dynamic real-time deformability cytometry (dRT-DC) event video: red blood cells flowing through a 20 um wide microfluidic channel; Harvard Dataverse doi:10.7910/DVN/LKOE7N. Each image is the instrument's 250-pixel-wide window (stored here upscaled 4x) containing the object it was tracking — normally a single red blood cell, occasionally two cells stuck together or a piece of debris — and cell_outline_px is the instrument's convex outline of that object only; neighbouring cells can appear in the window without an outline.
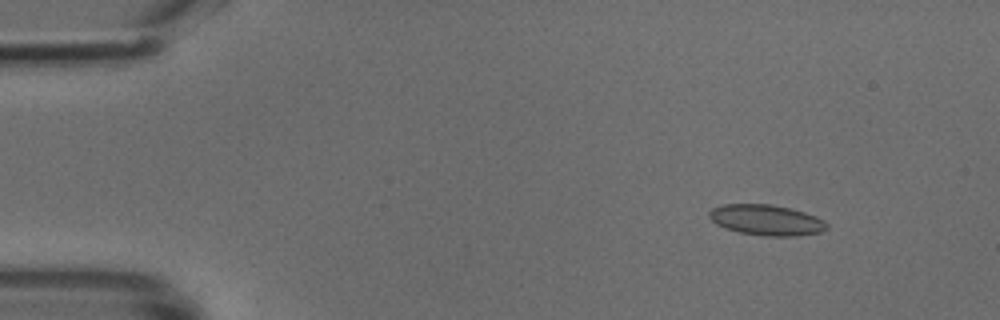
{"species": "common noctule bat (a hibernating species)", "species_latin": "Nyctalus noctula", "temperature_condition": "cold", "stored_images_in_passage": 49, "camera_frame_rate_fps": 3000, "um_per_image_px": 0.085, "animal": {"sex": "male", "body_mass_g": 18.8}, "frame": {"image": 1, "passage_image": 6, "time_ms": 1.667, "image_size_px": [1000, 320], "cell_outline_px": [[828, 228], [820, 232], [796, 236], [764, 236], [740, 232], [724, 228], [716, 224], [708, 216], [708, 212], [712, 208], [724, 204], [768, 204], [788, 208], [804, 212], [816, 216], [824, 220], [828, 224]], "centroid_in_image_um": [65.13, 18.7], "position_along_channel_um": 19.9, "area_um2": 20.98}}
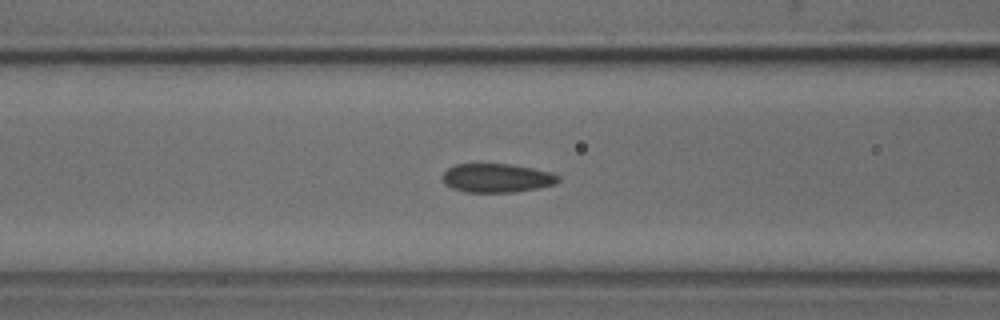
{"frame": {"image": 2, "passage_image": 20, "time_ms": 6.333, "image_size_px": [1000, 320], "cell_outline_px": [[560, 180], [556, 184], [540, 188], [512, 192], [468, 192], [452, 188], [444, 184], [440, 176], [448, 168], [456, 164], [512, 164], [552, 172], [560, 176]], "centroid_in_image_um": [42.24, 15.13], "position_along_channel_um": 124.4, "area_um2": 19.65}}
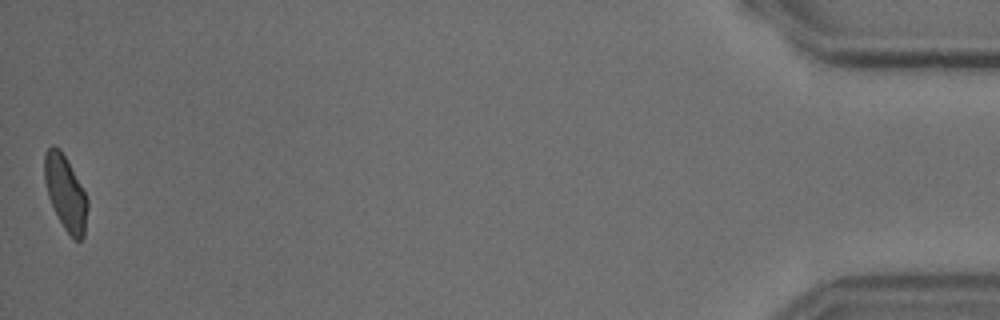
{"frame": {"image": 3, "passage_image": 49, "time_ms": 16.0, "image_size_px": [1000, 320], "cell_outline_px": [[88, 208], [84, 236], [80, 240], [72, 240], [64, 228], [48, 196], [44, 180], [44, 152], [52, 144], [60, 148], [80, 184], [88, 200]], "centroid_in_image_um": [5.56, 16.4], "position_along_channel_um": 429.6, "area_um2": 18.55}}